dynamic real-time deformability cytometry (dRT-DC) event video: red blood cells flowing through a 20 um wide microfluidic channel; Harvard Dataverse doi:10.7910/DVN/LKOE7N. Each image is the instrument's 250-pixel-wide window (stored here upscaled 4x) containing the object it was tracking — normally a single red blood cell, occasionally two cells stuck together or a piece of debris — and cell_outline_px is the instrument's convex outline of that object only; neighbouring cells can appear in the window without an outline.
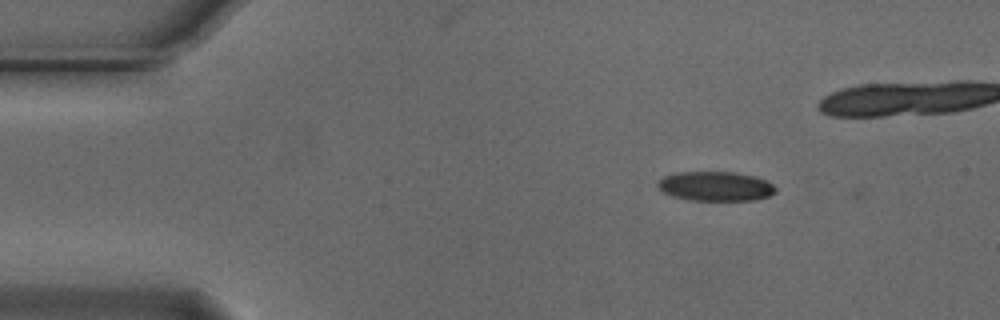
{"species": "Egyptian fruit bat (a non-hibernating species)", "species_latin": "Rousettus aegyptiacus", "temperature_condition": "cold", "stored_images_in_passage": 6, "camera_frame_rate_fps": 3000, "um_per_image_px": 0.085, "animal": {"sex": "male"}, "frame": {"image": 1, "passage_image": 5, "time_ms": 1.333, "image_size_px": [1000, 320], "cell_outline_px": [[776, 192], [768, 196], [756, 200], [688, 200], [672, 196], [664, 192], [656, 184], [664, 176], [680, 172], [736, 172], [752, 176], [764, 180], [772, 184], [776, 188]], "centroid_in_image_um": [60.82, 15.83], "position_along_channel_um": 24.2, "area_um2": 20.06}}